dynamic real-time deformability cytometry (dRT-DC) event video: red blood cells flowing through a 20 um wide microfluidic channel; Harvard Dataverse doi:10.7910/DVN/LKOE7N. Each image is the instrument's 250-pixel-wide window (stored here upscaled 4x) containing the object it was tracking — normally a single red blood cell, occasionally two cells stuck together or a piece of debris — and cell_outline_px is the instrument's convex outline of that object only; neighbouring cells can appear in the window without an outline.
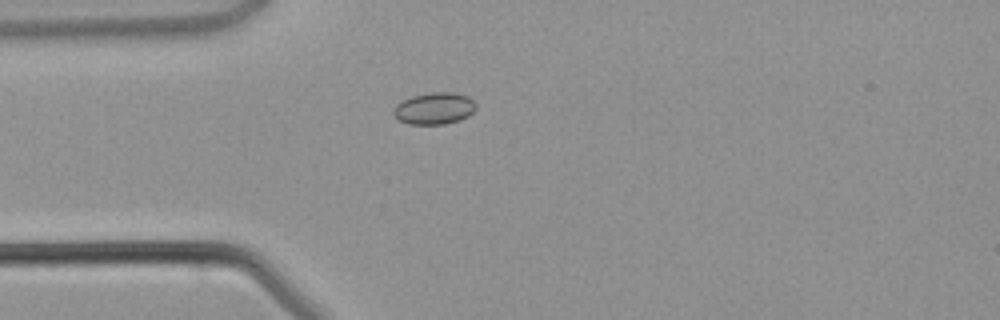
{"species": "common noctule bat (a hibernating species)", "species_latin": "Nyctalus noctula", "temperature_condition": "warm", "stored_images_in_passage": 1, "camera_frame_rate_fps": 3000, "um_per_image_px": 0.085, "animal": {"sex": "male", "body_mass_g": 21.5, "forearm_length_mm": 52.0}, "frame": {"image": 1, "passage_image": 1, "time_ms": 0.0, "image_size_px": [1000, 320], "cell_outline_px": [[476, 108], [468, 116], [460, 120], [444, 124], [408, 124], [400, 120], [392, 112], [396, 104], [412, 96], [432, 92], [456, 92], [468, 96], [476, 104]], "centroid_in_image_um": [36.94, 9.21], "position_along_channel_um": 48.1, "area_um2": 15.26}}